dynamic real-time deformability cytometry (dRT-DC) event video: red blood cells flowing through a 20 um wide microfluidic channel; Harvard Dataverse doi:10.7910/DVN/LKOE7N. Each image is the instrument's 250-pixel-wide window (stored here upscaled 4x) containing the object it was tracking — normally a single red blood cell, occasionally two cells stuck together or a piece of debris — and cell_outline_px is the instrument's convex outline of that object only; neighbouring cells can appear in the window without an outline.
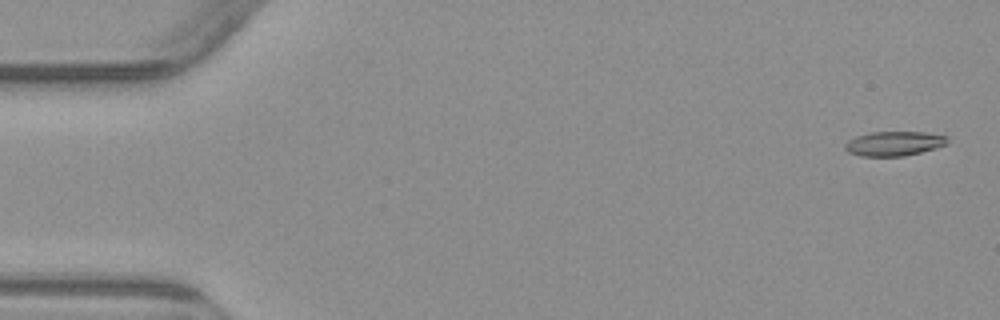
{"species": "common noctule bat (a hibernating species)", "species_latin": "Nyctalus noctula", "temperature_condition": "warm", "stored_images_in_passage": 4, "camera_frame_rate_fps": 3000, "um_per_image_px": 0.085, "animal": {"sex": "male", "body_mass_g": 23.1, "forearm_length_mm": 52.7}, "frame": {"image": 1, "passage_image": 1, "time_ms": 0.0, "image_size_px": [1000, 320], "cell_outline_px": [[948, 144], [936, 148], [904, 156], [860, 156], [848, 152], [844, 148], [844, 144], [848, 140], [856, 136], [872, 132], [924, 132], [948, 136]], "centroid_in_image_um": [76.0, 12.2], "position_along_channel_um": 9.0, "area_um2": 14.68}}
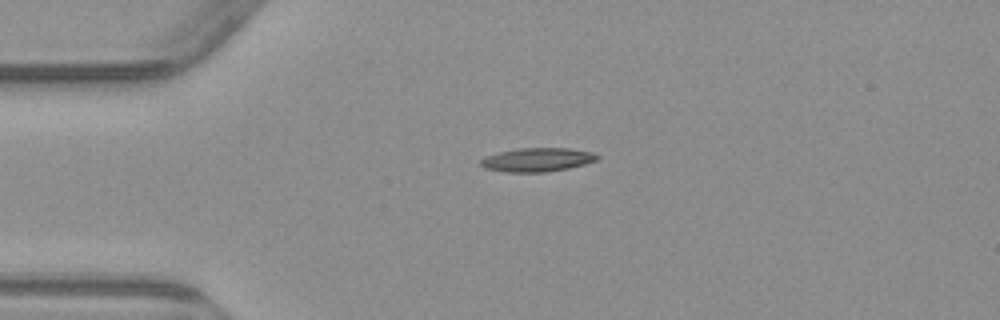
{"frame": {"image": 2, "passage_image": 4, "time_ms": 3.667, "image_size_px": [1000, 320], "cell_outline_px": [[600, 156], [596, 160], [584, 164], [568, 168], [544, 172], [508, 172], [484, 168], [480, 164], [480, 160], [488, 156], [500, 152], [516, 148], [568, 148], [592, 152]], "centroid_in_image_um": [45.67, 13.57], "position_along_channel_um": 39.3, "area_um2": 15.95}}